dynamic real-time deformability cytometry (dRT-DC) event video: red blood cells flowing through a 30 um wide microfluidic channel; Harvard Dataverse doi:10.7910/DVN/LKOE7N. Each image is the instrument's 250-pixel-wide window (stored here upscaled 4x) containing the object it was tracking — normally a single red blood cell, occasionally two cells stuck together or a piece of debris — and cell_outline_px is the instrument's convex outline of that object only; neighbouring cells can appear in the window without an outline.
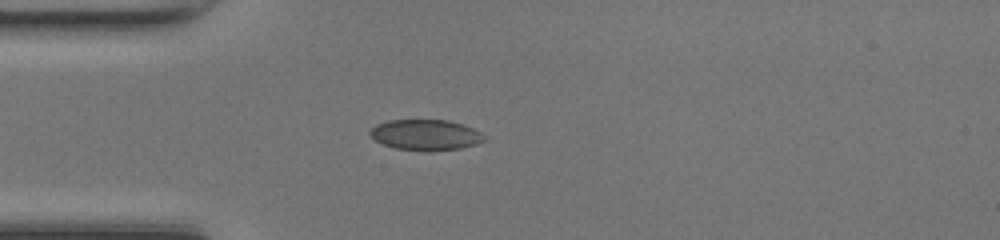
{"species": "common noctule bat (a hibernating species)", "species_latin": "Nyctalus noctula", "temperature_condition": "room temperature", "stored_images_in_passage": 36, "camera_frame_rate_fps": 3000, "um_per_image_px": 0.085, "animal": {"sex": "female", "body_mass_g": 17.0, "forearm_length_mm": 48.0}, "frame": {"image": 1, "passage_image": 1, "time_ms": 0.0, "image_size_px": [1000, 240], "cell_outline_px": [[488, 140], [476, 144], [460, 148], [396, 148], [384, 144], [376, 140], [368, 132], [376, 124], [388, 120], [448, 120], [472, 128], [480, 132]], "centroid_in_image_um": [36.18, 11.41], "position_along_channel_um": 48.8, "area_um2": 19.48}}
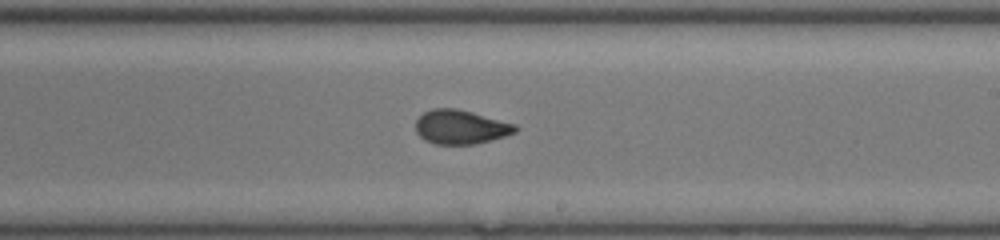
{"frame": {"image": 2, "passage_image": 16, "time_ms": 5.0, "image_size_px": [1000, 240], "cell_outline_px": [[520, 128], [516, 132], [504, 136], [472, 144], [436, 144], [424, 140], [416, 132], [416, 120], [424, 112], [432, 108], [456, 108], [472, 112], [516, 124]], "centroid_in_image_um": [39.15, 10.78], "position_along_channel_um": 249.9, "area_um2": 19.71}}
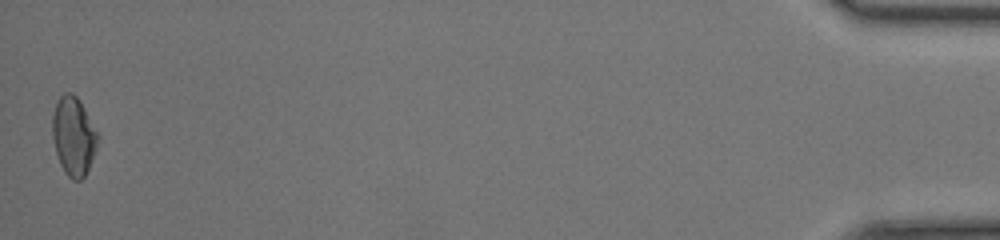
{"frame": {"image": 3, "passage_image": 36, "time_ms": 11.667, "image_size_px": [1000, 240], "cell_outline_px": [[96, 148], [88, 168], [84, 176], [80, 180], [72, 180], [64, 172], [60, 164], [56, 152], [52, 136], [52, 116], [56, 104], [60, 96], [64, 92], [72, 92], [80, 100], [96, 132]], "centroid_in_image_um": [6.21, 11.56], "position_along_channel_um": 429.0, "area_um2": 20.35}, "authors_computed_cell_mechanics": {"area_um2": 19.8254, "velocity_mm_per_s": 4.2389, "shape_relaxation_time_tau1_ms": 4.2949, "shape_relaxation_time_tau2_ms": 1.1065, "deformation_change_tau1": 0.1378, "deformation_change_tau2": 0.0535}}